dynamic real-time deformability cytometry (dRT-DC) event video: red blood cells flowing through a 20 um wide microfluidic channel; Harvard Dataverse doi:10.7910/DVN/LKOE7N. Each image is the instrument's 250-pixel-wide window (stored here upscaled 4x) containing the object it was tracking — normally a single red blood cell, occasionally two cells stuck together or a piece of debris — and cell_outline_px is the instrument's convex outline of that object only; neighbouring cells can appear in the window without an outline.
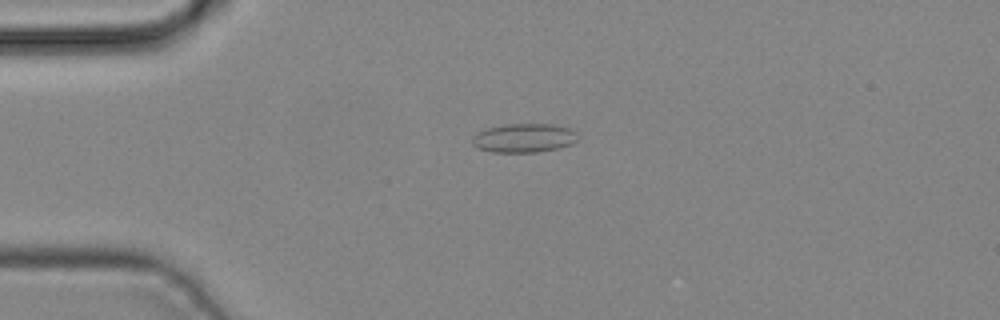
{"species": "common noctule bat (a hibernating species)", "species_latin": "Nyctalus noctula", "temperature_condition": "cold", "stored_images_in_passage": 4, "camera_frame_rate_fps": 3000, "um_per_image_px": 0.085, "animal": {"sex": "male", "body_mass_g": 19.2, "forearm_length_mm": 51.8}, "frame": {"image": 1, "passage_image": 3, "time_ms": 0.667, "image_size_px": [1000, 320], "cell_outline_px": [[580, 140], [572, 144], [560, 148], [536, 152], [492, 152], [480, 148], [472, 144], [472, 136], [476, 132], [484, 128], [504, 124], [552, 124], [572, 128], [580, 136]], "centroid_in_image_um": [44.58, 11.72], "position_along_channel_um": 40.4, "area_um2": 18.21}}